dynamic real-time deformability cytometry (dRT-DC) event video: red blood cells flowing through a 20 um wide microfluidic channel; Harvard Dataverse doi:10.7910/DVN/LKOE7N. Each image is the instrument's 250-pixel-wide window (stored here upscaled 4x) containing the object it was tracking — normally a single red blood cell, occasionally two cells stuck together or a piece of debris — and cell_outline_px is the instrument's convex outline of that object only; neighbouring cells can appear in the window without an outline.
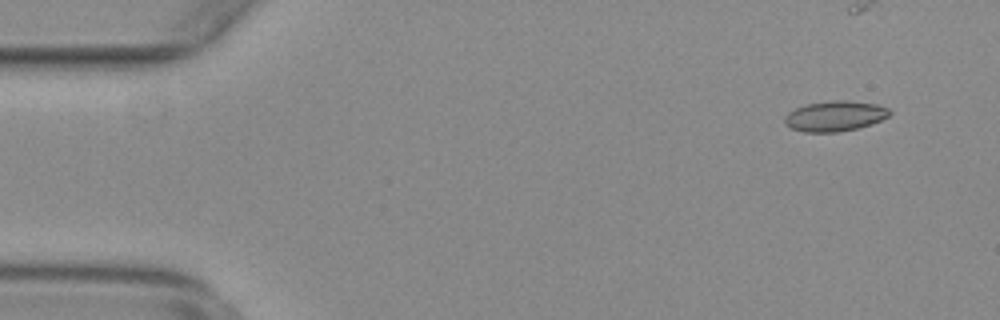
{"species": "common noctule bat (a hibernating species)", "species_latin": "Nyctalus noctula", "temperature_condition": "warm", "stored_images_in_passage": 34, "camera_frame_rate_fps": 3000, "um_per_image_px": 0.085, "animal": {"sex": "female", "body_mass_g": 29.2, "forearm_length_mm": 56.3}, "frame": {"image": 1, "passage_image": 4, "time_ms": 1.0, "image_size_px": [1000, 320], "cell_outline_px": [[892, 112], [888, 116], [872, 124], [856, 128], [836, 132], [804, 132], [792, 128], [784, 124], [784, 116], [788, 112], [804, 104], [832, 100], [848, 100], [876, 104], [888, 108]], "centroid_in_image_um": [70.94, 9.85], "position_along_channel_um": 14.1, "area_um2": 18.61}}
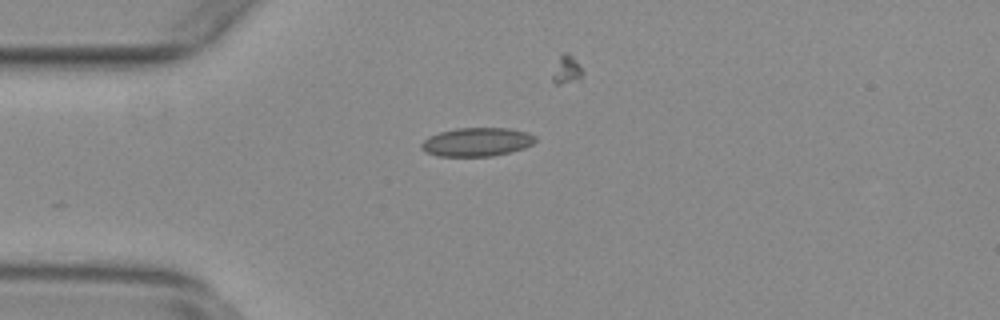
{"frame": {"image": 2, "passage_image": 14, "time_ms": 4.333, "image_size_px": [1000, 320], "cell_outline_px": [[536, 140], [532, 144], [524, 148], [492, 156], [436, 156], [420, 148], [420, 144], [428, 136], [440, 132], [456, 128], [508, 128], [528, 132], [536, 136]], "centroid_in_image_um": [40.53, 12.06], "position_along_channel_um": 44.5, "area_um2": 19.02}}
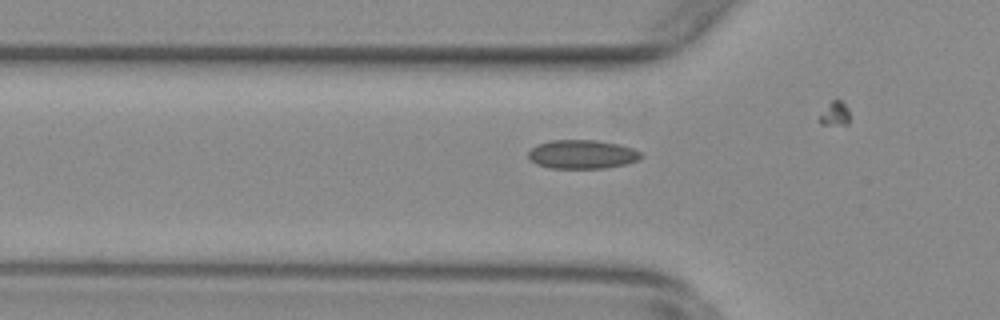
{"frame": {"image": 3, "passage_image": 18, "time_ms": 5.667, "image_size_px": [1000, 320], "cell_outline_px": [[644, 156], [640, 160], [628, 164], [604, 168], [548, 168], [536, 164], [528, 156], [528, 152], [536, 144], [552, 140], [596, 140], [620, 144], [632, 148], [640, 152]], "centroid_in_image_um": [49.52, 13.12], "position_along_channel_um": 76.3, "area_um2": 19.13}}